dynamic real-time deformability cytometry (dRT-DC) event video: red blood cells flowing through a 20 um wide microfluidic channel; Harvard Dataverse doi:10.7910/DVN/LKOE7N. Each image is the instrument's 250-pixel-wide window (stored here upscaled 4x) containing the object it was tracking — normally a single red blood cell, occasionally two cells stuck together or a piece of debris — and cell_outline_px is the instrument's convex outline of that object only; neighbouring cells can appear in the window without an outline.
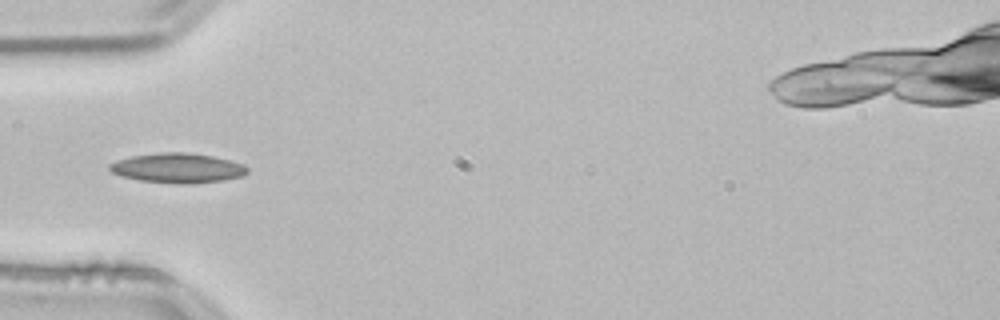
{"species": "common noctule bat (a hibernating species)", "species_latin": "Nyctalus noctula", "temperature_condition": "room temperature", "stored_images_in_passage": 38, "camera_frame_rate_fps": 3000, "um_per_image_px": 0.085, "animal": {"sex": "male", "body_mass_g": 21.5, "forearm_length_mm": 52.0}, "frame": {"image": 1, "passage_image": 1, "time_ms": 0.0, "image_size_px": [1000, 320], "cell_outline_px": [[248, 172], [240, 176], [224, 180], [192, 184], [188, 184], [140, 180], [120, 176], [112, 172], [108, 168], [108, 164], [116, 160], [132, 156], [160, 152], [188, 152], [212, 156], [244, 164], [248, 168]], "centroid_in_image_um": [15.08, 14.27], "position_along_channel_um": 69.9, "area_um2": 23.81}, "authors_computed_cell_mechanics": {"area_um2": 20.6924, "velocity_mm_per_s": 3.8242, "shape_relaxation_time_tau1_ms": 5.3022, "shape_relaxation_time_tau2_ms": null, "deformation_change_tau1": 0.1237, "deformation_change_tau2": null}}